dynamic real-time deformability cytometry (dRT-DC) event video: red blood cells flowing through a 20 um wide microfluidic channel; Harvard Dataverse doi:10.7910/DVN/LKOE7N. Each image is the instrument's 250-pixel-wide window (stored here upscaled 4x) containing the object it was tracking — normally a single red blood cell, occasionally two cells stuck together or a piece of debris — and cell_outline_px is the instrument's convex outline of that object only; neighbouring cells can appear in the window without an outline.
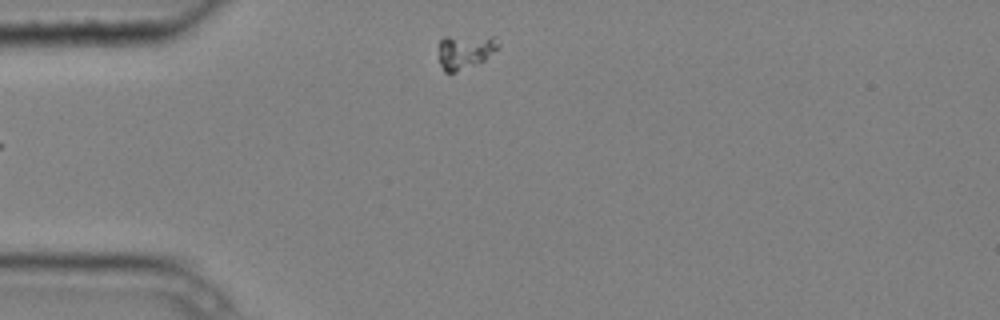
{"species": "common noctule bat (a hibernating species)", "species_latin": "Nyctalus noctula", "temperature_condition": "cold", "stored_images_in_passage": 6, "camera_frame_rate_fps": 3000, "um_per_image_px": 0.085, "animal": {"sex": "male", "body_mass_g": 20.4}, "frame": {"image": 1, "passage_image": 6, "time_ms": 1.667, "image_size_px": [1000, 320], "cell_outline_px": [[500, 44], [484, 60], [456, 72], [444, 72], [440, 64], [440, 40], [444, 36], [492, 36]], "centroid_in_image_um": [39.51, 4.36], "position_along_channel_um": 45.5, "area_um2": 11.68}}